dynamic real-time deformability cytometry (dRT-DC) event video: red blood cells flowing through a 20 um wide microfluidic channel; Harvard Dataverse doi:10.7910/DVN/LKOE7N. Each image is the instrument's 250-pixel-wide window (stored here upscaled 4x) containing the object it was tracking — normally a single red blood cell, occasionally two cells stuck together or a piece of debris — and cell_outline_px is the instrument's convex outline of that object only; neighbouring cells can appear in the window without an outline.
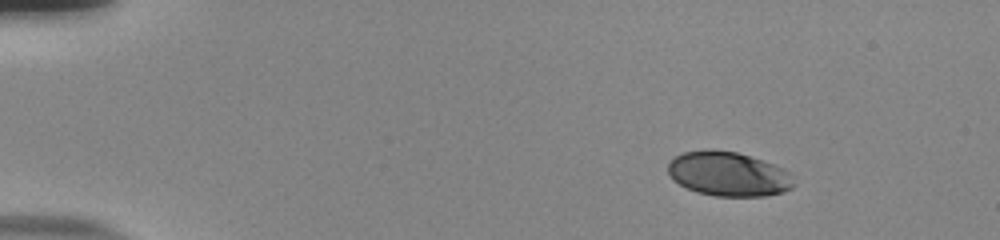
{"species": "human", "species_latin": "Homo sapiens", "temperature_condition": "room temperature", "stored_images_in_passage": 48, "camera_frame_rate_fps": 3000, "um_per_image_px": 0.085, "donor": {"sex": "male"}, "frame": {"image": 1, "passage_image": 1, "time_ms": 0.0, "image_size_px": [1000, 240], "cell_outline_px": [[792, 184], [788, 188], [780, 192], [764, 196], [716, 196], [696, 192], [680, 184], [668, 172], [668, 164], [676, 156], [684, 152], [736, 152], [772, 164], [780, 168]], "centroid_in_image_um": [61.83, 14.82], "position_along_channel_um": 23.2, "area_um2": 30.75}}
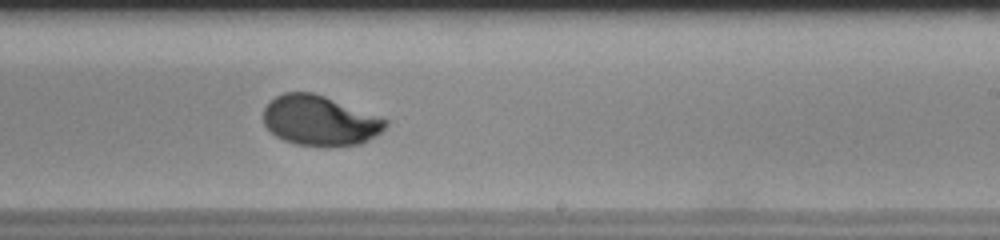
{"frame": {"image": 2, "passage_image": 28, "time_ms": 9.0, "image_size_px": [1000, 240], "cell_outline_px": [[388, 124], [380, 132], [368, 140], [360, 144], [332, 148], [320, 148], [296, 144], [284, 140], [276, 136], [264, 124], [264, 108], [276, 96], [284, 92], [312, 92], [324, 96], [388, 120]], "centroid_in_image_um": [27.18, 10.29], "position_along_channel_um": 261.8, "area_um2": 35.66}}
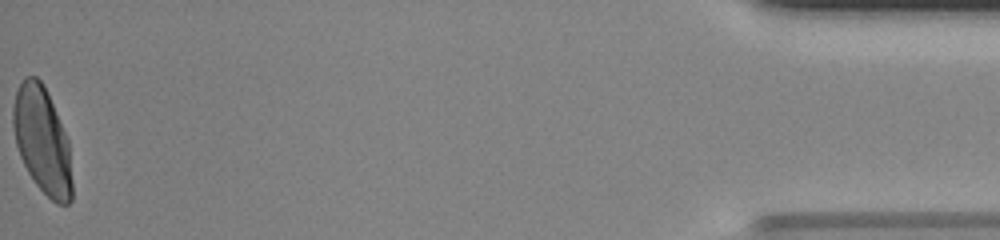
{"frame": {"image": 3, "passage_image": 48, "time_ms": 15.667, "image_size_px": [1000, 240], "cell_outline_px": [[72, 200], [68, 204], [56, 204], [36, 184], [28, 172], [20, 156], [16, 144], [12, 124], [12, 108], [16, 92], [24, 76], [36, 76], [44, 84], [68, 140], [72, 180]], "centroid_in_image_um": [3.58, 11.93], "position_along_channel_um": 431.6, "area_um2": 36.53}, "authors_computed_cell_mechanics": {"area_um2": 35.5759, "velocity_mm_per_s": 3.8507, "shape_relaxation_time_tau1_ms": 3.2596, "shape_relaxation_time_tau2_ms": null, "deformation_change_tau1": 0.1712, "deformation_change_tau2": null}}